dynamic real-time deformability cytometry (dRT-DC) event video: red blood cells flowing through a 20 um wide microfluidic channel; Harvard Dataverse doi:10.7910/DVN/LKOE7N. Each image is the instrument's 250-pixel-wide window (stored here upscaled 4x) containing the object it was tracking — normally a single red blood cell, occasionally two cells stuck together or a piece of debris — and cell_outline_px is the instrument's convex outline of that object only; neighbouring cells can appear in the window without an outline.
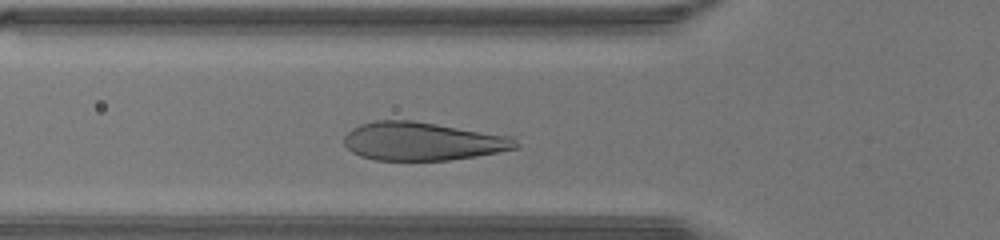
{"species": "human", "species_latin": "Homo sapiens", "temperature_condition": "warm", "stored_images_in_passage": 26, "camera_frame_rate_fps": 3000, "um_per_image_px": 0.085, "donor": {"sex": "male"}, "frame": {"image": 1, "passage_image": 7, "time_ms": 2.0, "image_size_px": [1000, 240], "cell_outline_px": [[520, 148], [476, 156], [452, 160], [376, 160], [360, 156], [352, 152], [344, 144], [344, 136], [352, 128], [360, 124], [376, 120], [412, 120], [516, 136], [520, 144]], "centroid_in_image_um": [35.99, 12.0], "position_along_channel_um": 89.8, "area_um2": 38.84}}
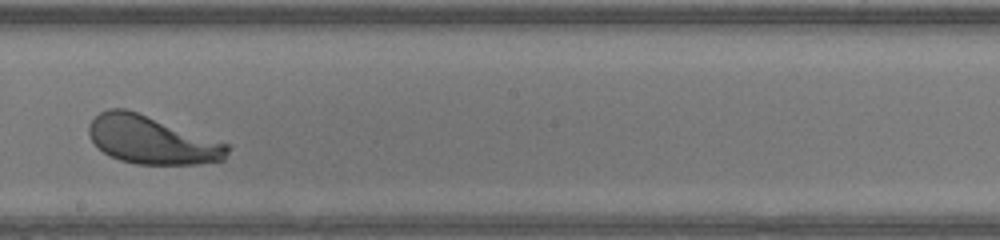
{"frame": {"image": 2, "passage_image": 16, "time_ms": 5.0, "image_size_px": [1000, 240], "cell_outline_px": [[232, 148], [224, 160], [196, 164], [136, 164], [120, 160], [104, 152], [92, 140], [88, 132], [88, 124], [100, 112], [108, 108], [124, 108], [232, 144]], "centroid_in_image_um": [12.95, 11.9], "position_along_channel_um": 235.2, "area_um2": 38.73}}
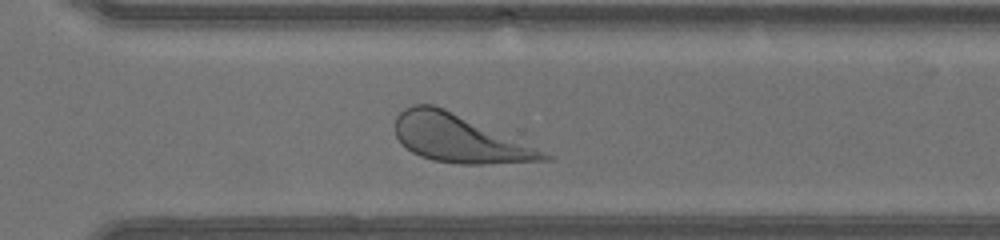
{"frame": {"image": 3, "passage_image": 22, "time_ms": 7.0, "image_size_px": [1000, 240], "cell_outline_px": [[556, 160], [484, 164], [460, 164], [432, 160], [420, 156], [412, 152], [396, 136], [396, 116], [404, 108], [412, 104], [432, 104], [444, 108], [556, 156]], "centroid_in_image_um": [39.07, 11.78], "position_along_channel_um": 331.5, "area_um2": 41.1}}